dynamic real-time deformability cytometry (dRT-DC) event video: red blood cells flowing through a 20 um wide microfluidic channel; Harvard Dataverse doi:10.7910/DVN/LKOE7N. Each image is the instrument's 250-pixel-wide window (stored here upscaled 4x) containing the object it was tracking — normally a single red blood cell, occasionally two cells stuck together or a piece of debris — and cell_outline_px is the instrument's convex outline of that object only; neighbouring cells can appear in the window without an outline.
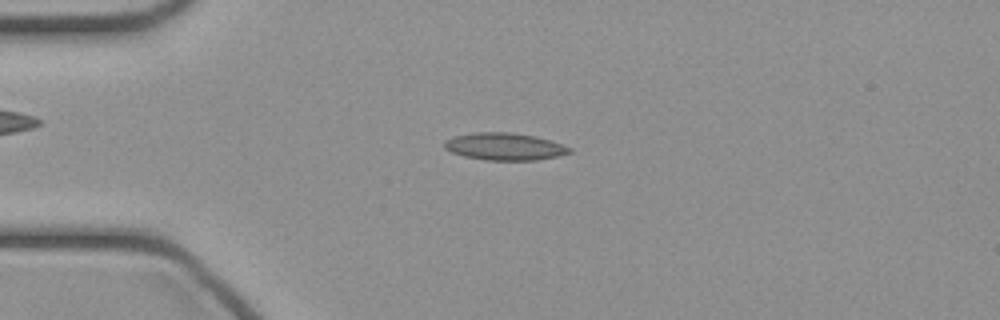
{"species": "common noctule bat (a hibernating species)", "species_latin": "Nyctalus noctula", "temperature_condition": "cold", "stored_images_in_passage": 46, "camera_frame_rate_fps": 3000, "um_per_image_px": 0.085, "animal": {"sex": "female", "body_mass_g": 21.9}, "frame": {"image": 1, "passage_image": 11, "time_ms": 3.333, "image_size_px": [1000, 320], "cell_outline_px": [[572, 152], [556, 156], [536, 160], [488, 160], [464, 156], [452, 152], [444, 148], [444, 140], [456, 136], [476, 132], [512, 132], [536, 136], [572, 148]], "centroid_in_image_um": [42.88, 12.45], "position_along_channel_um": 42.1, "area_um2": 19.71}}
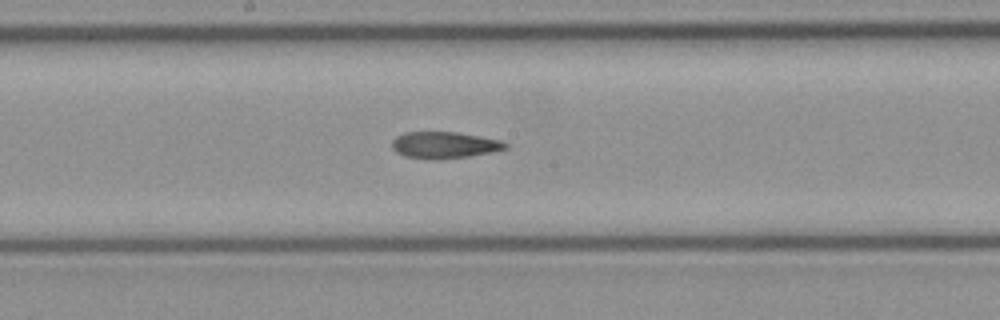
{"frame": {"image": 2, "passage_image": 24, "time_ms": 7.667, "image_size_px": [1000, 320], "cell_outline_px": [[508, 148], [492, 152], [468, 156], [440, 160], [424, 160], [404, 156], [396, 152], [392, 148], [392, 140], [396, 136], [404, 132], [456, 132], [480, 136], [500, 140], [508, 144]], "centroid_in_image_um": [37.73, 12.34], "position_along_channel_um": 210.5, "area_um2": 17.86}}
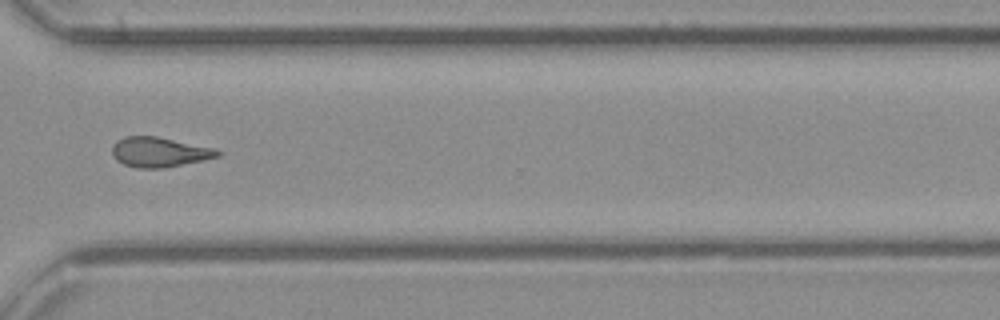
{"frame": {"image": 3, "passage_image": 34, "time_ms": 11.0, "image_size_px": [1000, 320], "cell_outline_px": [[224, 152], [220, 156], [164, 168], [136, 168], [124, 164], [116, 160], [112, 152], [112, 148], [116, 140], [124, 136], [156, 136], [216, 148]], "centroid_in_image_um": [13.56, 12.92], "position_along_channel_um": 357.0, "area_um2": 18.44}}